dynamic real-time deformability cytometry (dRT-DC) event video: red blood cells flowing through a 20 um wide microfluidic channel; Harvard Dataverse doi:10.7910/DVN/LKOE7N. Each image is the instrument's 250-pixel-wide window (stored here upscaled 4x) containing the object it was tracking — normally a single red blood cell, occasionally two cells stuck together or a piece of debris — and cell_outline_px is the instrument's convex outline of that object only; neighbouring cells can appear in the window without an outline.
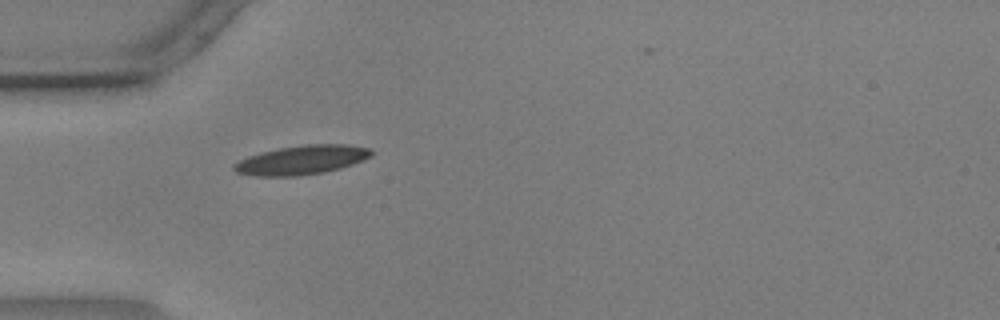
{"species": "common noctule bat (a hibernating species)", "species_latin": "Nyctalus noctula", "temperature_condition": "warm", "stored_images_in_passage": 44, "camera_frame_rate_fps": 3000, "um_per_image_px": 0.085, "animal": {"sex": "male", "body_mass_g": 17.9, "forearm_length_mm": 54.2}, "frame": {"image": 1, "passage_image": 6, "time_ms": 1.667, "image_size_px": [1000, 320], "cell_outline_px": [[372, 156], [364, 160], [340, 168], [324, 172], [296, 176], [256, 176], [236, 172], [232, 168], [232, 164], [248, 156], [260, 152], [280, 148], [308, 144], [348, 144], [372, 148]], "centroid_in_image_um": [25.66, 13.59], "position_along_channel_um": 59.3, "area_um2": 23.35}}
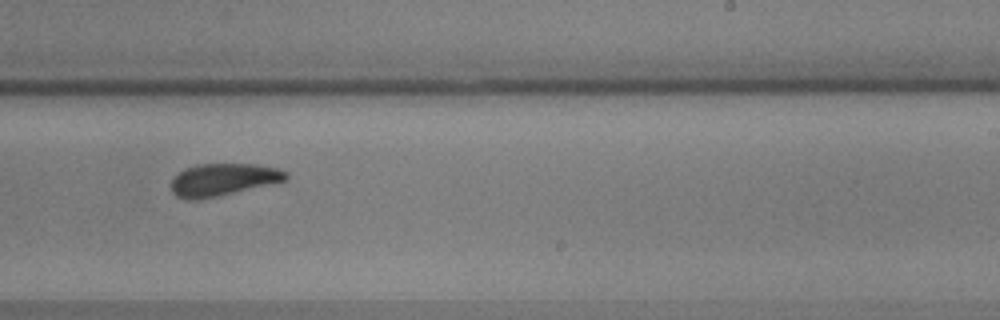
{"frame": {"image": 2, "passage_image": 24, "time_ms": 7.667, "image_size_px": [1000, 320], "cell_outline_px": [[288, 180], [216, 196], [196, 200], [188, 200], [176, 196], [172, 192], [172, 180], [184, 168], [196, 164], [256, 164], [276, 168], [288, 172]], "centroid_in_image_um": [18.96, 15.26], "position_along_channel_um": 270.0, "area_um2": 21.44}}
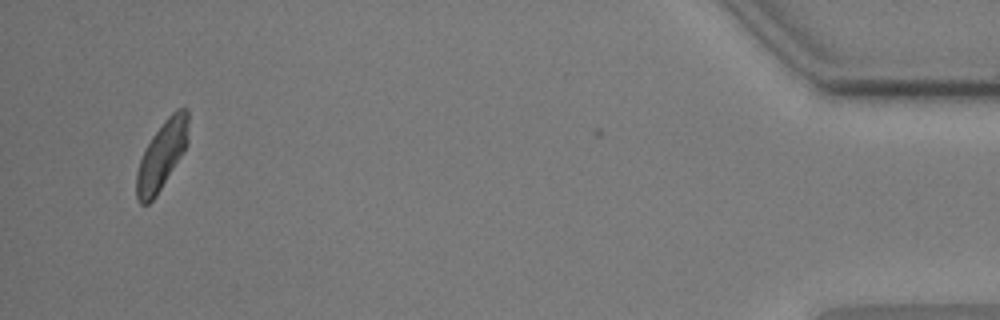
{"frame": {"image": 3, "passage_image": 43, "time_ms": 14.0, "image_size_px": [1000, 320], "cell_outline_px": [[188, 144], [184, 152], [156, 196], [148, 204], [140, 204], [136, 196], [136, 176], [140, 160], [152, 136], [164, 120], [176, 108], [188, 108]], "centroid_in_image_um": [13.77, 13.18], "position_along_channel_um": 421.4, "area_um2": 20.58}, "authors_computed_cell_mechanics": {"area_um2": 21.7328, "velocity_mm_per_s": 3.5716, "shape_relaxation_time_tau1_ms": 3.1987, "shape_relaxation_time_tau2_ms": 4.2571, "deformation_change_tau1": 0.1052, "deformation_change_tau2": 0.1089}}